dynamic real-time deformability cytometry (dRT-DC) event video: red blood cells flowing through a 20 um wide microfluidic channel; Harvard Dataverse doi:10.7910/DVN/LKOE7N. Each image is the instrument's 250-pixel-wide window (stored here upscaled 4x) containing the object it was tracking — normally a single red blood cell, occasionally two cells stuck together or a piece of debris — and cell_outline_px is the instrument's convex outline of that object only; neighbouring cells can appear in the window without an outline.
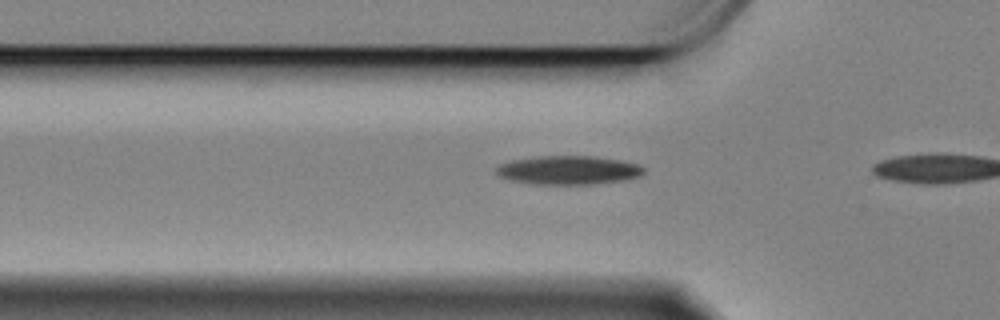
{"species": "Egyptian fruit bat (a non-hibernating species)", "species_latin": "Rousettus aegyptiacus", "temperature_condition": "cold", "stored_images_in_passage": 8, "camera_frame_rate_fps": 3000, "um_per_image_px": 0.085, "animal": {"sex": "female"}, "frame": {"image": 1, "passage_image": 6, "time_ms": 1.667, "image_size_px": [1000, 320], "cell_outline_px": [[644, 172], [640, 176], [620, 180], [592, 184], [532, 184], [512, 180], [500, 176], [496, 172], [496, 168], [500, 164], [512, 160], [540, 156], [592, 156], [620, 160], [636, 164], [644, 168]], "centroid_in_image_um": [48.29, 14.46], "position_along_channel_um": 77.5, "area_um2": 24.39}}